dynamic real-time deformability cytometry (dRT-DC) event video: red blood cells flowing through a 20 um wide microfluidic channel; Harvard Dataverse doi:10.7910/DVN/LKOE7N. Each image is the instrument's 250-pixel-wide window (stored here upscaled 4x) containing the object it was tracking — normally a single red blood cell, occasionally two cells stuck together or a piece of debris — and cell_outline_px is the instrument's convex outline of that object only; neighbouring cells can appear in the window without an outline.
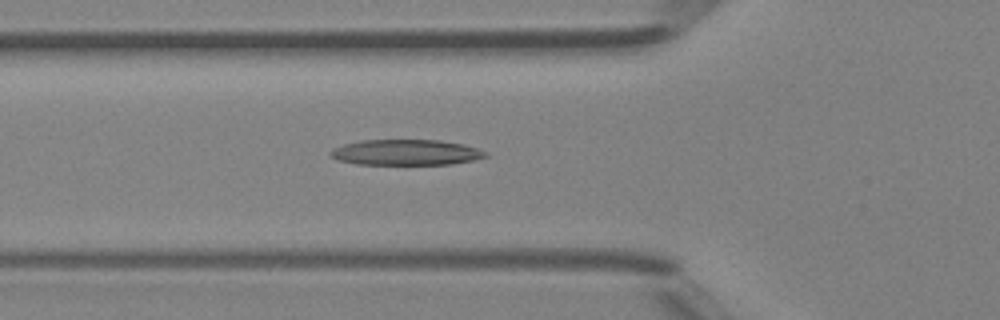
{"species": "Egyptian fruit bat (a non-hibernating species)", "species_latin": "Rousettus aegyptiacus", "temperature_condition": "room temperature", "stored_images_in_passage": 32, "camera_frame_rate_fps": 3000, "um_per_image_px": 0.085, "animal": {"sex": "female"}, "frame": {"image": 1, "passage_image": 7, "time_ms": 2.0, "image_size_px": [1000, 320], "cell_outline_px": [[488, 156], [472, 160], [452, 164], [356, 164], [336, 160], [328, 152], [332, 148], [344, 144], [360, 140], [440, 140], [464, 144], [488, 152]], "centroid_in_image_um": [34.48, 12.95], "position_along_channel_um": 91.3, "area_um2": 23.24}}
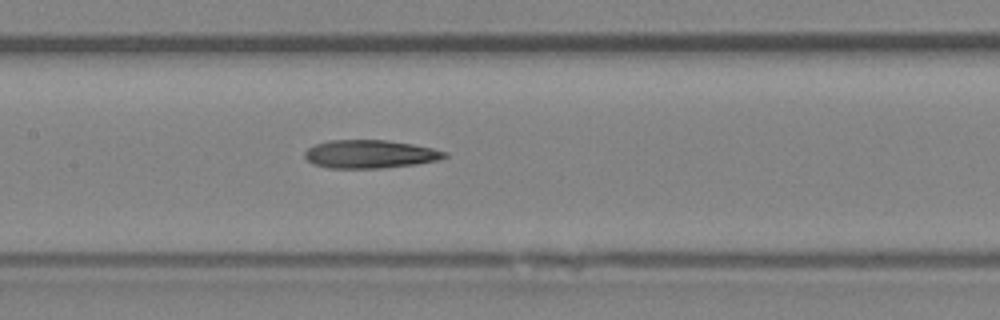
{"frame": {"image": 2, "passage_image": 13, "time_ms": 4.0, "image_size_px": [1000, 320], "cell_outline_px": [[448, 156], [440, 160], [416, 164], [384, 168], [328, 168], [312, 164], [304, 156], [304, 152], [308, 148], [316, 144], [328, 140], [388, 140], [412, 144], [432, 148], [448, 152]], "centroid_in_image_um": [31.46, 13.1], "position_along_channel_um": 175.9, "area_um2": 23.18}}
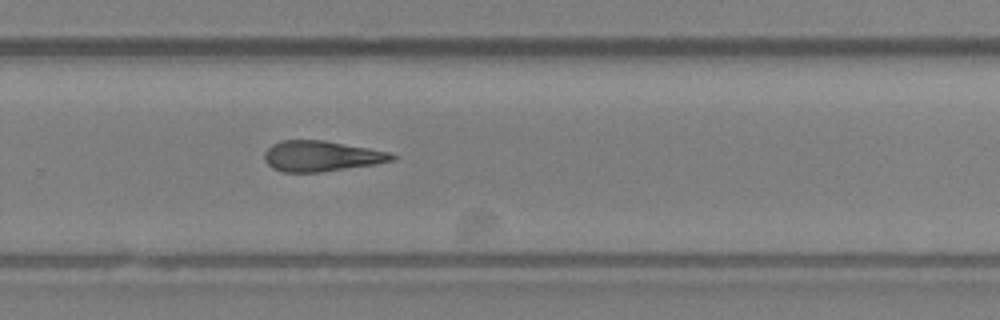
{"frame": {"image": 3, "passage_image": 22, "time_ms": 7.0, "image_size_px": [1000, 320], "cell_outline_px": [[396, 160], [376, 164], [320, 172], [284, 172], [272, 168], [264, 160], [264, 152], [272, 144], [280, 140], [324, 140], [368, 148], [388, 152], [396, 156]], "centroid_in_image_um": [27.29, 13.27], "position_along_channel_um": 302.5, "area_um2": 22.72}, "authors_computed_cell_mechanics": {"area_um2": 23.0622, "velocity_mm_per_s": 4.2317, "shape_relaxation_time_tau1_ms": 6.5978, "shape_relaxation_time_tau2_ms": null, "deformation_change_tau1": 0.2029, "deformation_change_tau2": null}}